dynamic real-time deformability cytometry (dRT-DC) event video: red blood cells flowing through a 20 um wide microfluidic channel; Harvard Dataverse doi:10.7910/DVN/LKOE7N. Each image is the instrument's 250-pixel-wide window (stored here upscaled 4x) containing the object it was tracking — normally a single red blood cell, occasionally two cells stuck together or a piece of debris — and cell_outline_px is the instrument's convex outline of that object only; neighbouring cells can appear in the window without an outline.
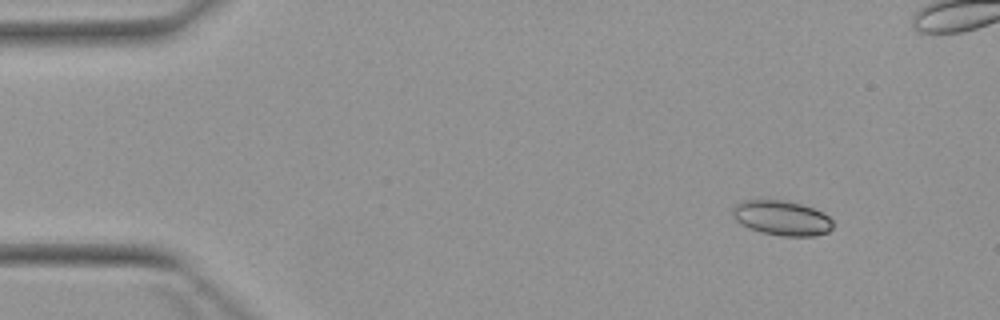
{"species": "Egyptian fruit bat (a non-hibernating species)", "species_latin": "Rousettus aegyptiacus", "temperature_condition": "warm", "stored_images_in_passage": 4, "camera_frame_rate_fps": 3000, "um_per_image_px": 0.085, "animal": {"sex": "female"}, "frame": {"image": 1, "passage_image": 1, "time_ms": 0.0, "image_size_px": [1000, 320], "cell_outline_px": [[832, 228], [828, 232], [816, 236], [780, 236], [760, 232], [748, 228], [740, 224], [732, 216], [732, 208], [736, 204], [744, 200], [784, 200], [800, 204], [812, 208], [828, 216], [832, 220]], "centroid_in_image_um": [66.42, 18.54], "position_along_channel_um": 18.6, "area_um2": 20.4}}